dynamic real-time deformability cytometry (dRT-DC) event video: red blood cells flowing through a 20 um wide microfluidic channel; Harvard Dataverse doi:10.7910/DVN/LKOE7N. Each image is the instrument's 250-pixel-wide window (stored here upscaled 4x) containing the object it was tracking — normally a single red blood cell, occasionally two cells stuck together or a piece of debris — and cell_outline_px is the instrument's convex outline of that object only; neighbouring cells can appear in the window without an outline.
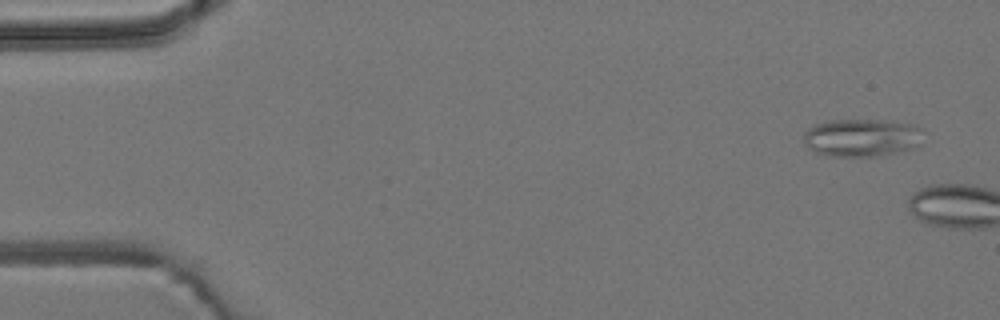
{"species": "common noctule bat (a hibernating species)", "species_latin": "Nyctalus noctula", "temperature_condition": "room temperature", "stored_images_in_passage": 4, "camera_frame_rate_fps": 3000, "um_per_image_px": 0.085, "animal": {"sex": "male", "body_mass_g": 19.2, "forearm_length_mm": 51.8}, "frame": {"image": 1, "passage_image": 1, "time_ms": 0.0, "image_size_px": [1000, 320], "cell_outline_px": [[928, 132], [920, 144], [912, 148], [876, 156], [832, 156], [816, 152], [808, 148], [804, 144], [804, 132], [808, 128], [816, 124], [828, 120], [892, 120], [912, 124], [924, 128]], "centroid_in_image_um": [73.32, 11.68], "position_along_channel_um": 11.7, "area_um2": 26.82}}